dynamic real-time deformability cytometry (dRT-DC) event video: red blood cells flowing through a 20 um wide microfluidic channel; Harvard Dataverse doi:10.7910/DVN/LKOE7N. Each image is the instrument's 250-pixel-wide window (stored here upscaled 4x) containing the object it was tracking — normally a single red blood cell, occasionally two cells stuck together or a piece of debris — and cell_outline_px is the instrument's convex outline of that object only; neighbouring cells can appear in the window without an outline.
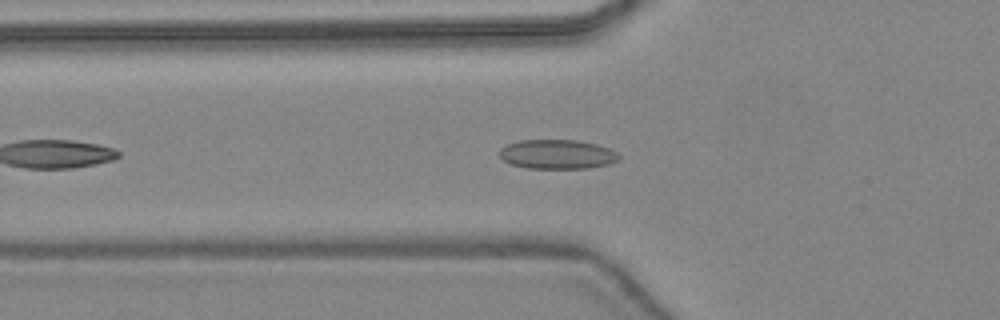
{"species": "common noctule bat (a hibernating species)", "species_latin": "Nyctalus noctula", "temperature_condition": "warm", "stored_images_in_passage": 37, "camera_frame_rate_fps": 3000, "um_per_image_px": 0.085, "animal": {"sex": "female", "body_mass_g": 24.6, "forearm_length_mm": 56.2}, "frame": {"image": 1, "passage_image": 7, "time_ms": 2.0, "image_size_px": [1000, 320], "cell_outline_px": [[620, 160], [608, 164], [588, 168], [524, 168], [512, 164], [504, 160], [500, 156], [500, 148], [508, 144], [520, 140], [576, 140], [596, 144], [608, 148], [616, 152], [620, 156]], "centroid_in_image_um": [47.37, 13.11], "position_along_channel_um": 78.4, "area_um2": 20.35}}
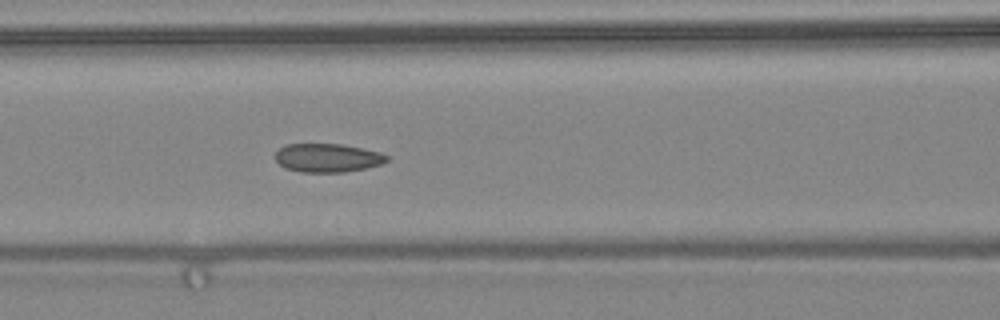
{"frame": {"image": 2, "passage_image": 11, "time_ms": 3.333, "image_size_px": [1000, 320], "cell_outline_px": [[388, 160], [380, 164], [364, 168], [344, 172], [300, 172], [284, 168], [276, 160], [276, 152], [284, 144], [340, 144], [380, 152], [388, 156]], "centroid_in_image_um": [27.81, 13.42], "position_along_channel_um": 138.8, "area_um2": 18.44}}
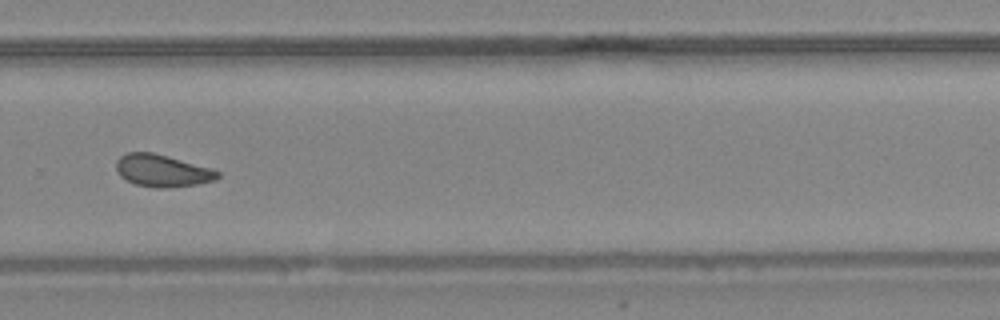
{"frame": {"image": 3, "passage_image": 23, "time_ms": 7.333, "image_size_px": [1000, 320], "cell_outline_px": [[220, 176], [216, 180], [196, 184], [168, 188], [156, 188], [136, 184], [120, 176], [116, 168], [116, 160], [120, 156], [128, 152], [152, 152], [168, 156], [212, 168], [220, 172]], "centroid_in_image_um": [13.81, 14.5], "position_along_channel_um": 316.0, "area_um2": 19.07}, "authors_computed_cell_mechanics": {"area_um2": 19.2474, "velocity_mm_per_s": 4.4501, "shape_relaxation_time_tau1_ms": 6.0427, "shape_relaxation_time_tau2_ms": 1.7525, "deformation_change_tau1": 0.0936, "deformation_change_tau2": 0.0733}}